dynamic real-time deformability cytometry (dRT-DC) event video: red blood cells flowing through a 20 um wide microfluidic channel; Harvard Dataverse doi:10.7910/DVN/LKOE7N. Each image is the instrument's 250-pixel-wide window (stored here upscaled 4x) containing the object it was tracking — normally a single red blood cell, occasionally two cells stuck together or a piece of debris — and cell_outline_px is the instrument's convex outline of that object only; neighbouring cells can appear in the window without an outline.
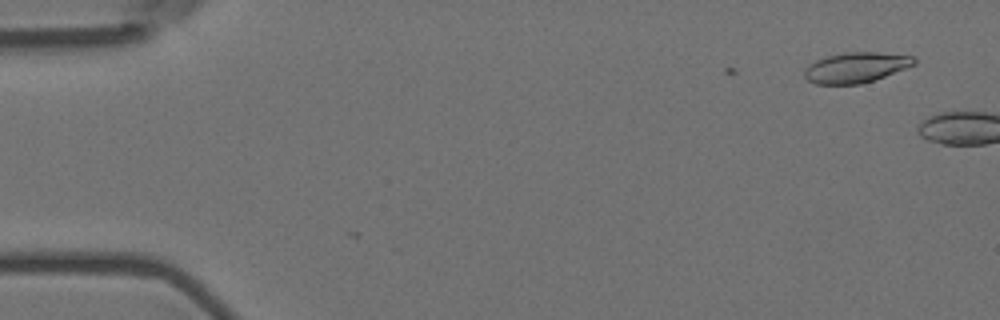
{"species": "Egyptian fruit bat (a non-hibernating species)", "species_latin": "Rousettus aegyptiacus", "temperature_condition": "room temperature", "stored_images_in_passage": 3, "camera_frame_rate_fps": 3000, "um_per_image_px": 0.085, "animal": {"sex": "female"}, "frame": {"image": 1, "passage_image": 3, "time_ms": 0.667, "image_size_px": [1000, 320], "cell_outline_px": [[916, 64], [884, 76], [860, 84], [816, 84], [808, 80], [804, 76], [804, 68], [808, 64], [816, 60], [828, 56], [844, 52], [880, 52], [912, 56], [916, 60]], "centroid_in_image_um": [72.72, 5.73], "position_along_channel_um": 12.3, "area_um2": 19.31}}